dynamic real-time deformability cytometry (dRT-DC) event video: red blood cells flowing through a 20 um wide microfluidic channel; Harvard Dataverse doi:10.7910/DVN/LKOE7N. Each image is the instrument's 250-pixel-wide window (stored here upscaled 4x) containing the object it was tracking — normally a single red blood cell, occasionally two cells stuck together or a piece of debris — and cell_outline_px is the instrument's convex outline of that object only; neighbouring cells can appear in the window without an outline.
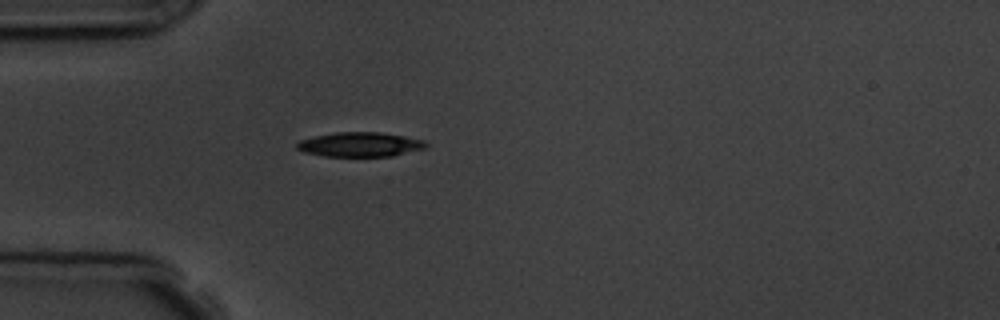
{"species": "common noctule bat (a hibernating species)", "species_latin": "Nyctalus noctula", "temperature_condition": "room temperature", "stored_images_in_passage": 6, "camera_frame_rate_fps": 3000, "um_per_image_px": 0.085, "animal": {"sex": "male", "body_mass_g": 19.5, "forearm_length_mm": 54.6}, "frame": {"image": 1, "passage_image": 6, "time_ms": 5.667, "image_size_px": [1000, 320], "cell_outline_px": [[428, 144], [424, 148], [392, 156], [324, 156], [304, 152], [296, 148], [296, 144], [300, 140], [316, 136], [336, 132], [380, 132], [404, 136], [424, 140]], "centroid_in_image_um": [30.59, 12.28], "position_along_channel_um": 54.4, "area_um2": 18.26}}